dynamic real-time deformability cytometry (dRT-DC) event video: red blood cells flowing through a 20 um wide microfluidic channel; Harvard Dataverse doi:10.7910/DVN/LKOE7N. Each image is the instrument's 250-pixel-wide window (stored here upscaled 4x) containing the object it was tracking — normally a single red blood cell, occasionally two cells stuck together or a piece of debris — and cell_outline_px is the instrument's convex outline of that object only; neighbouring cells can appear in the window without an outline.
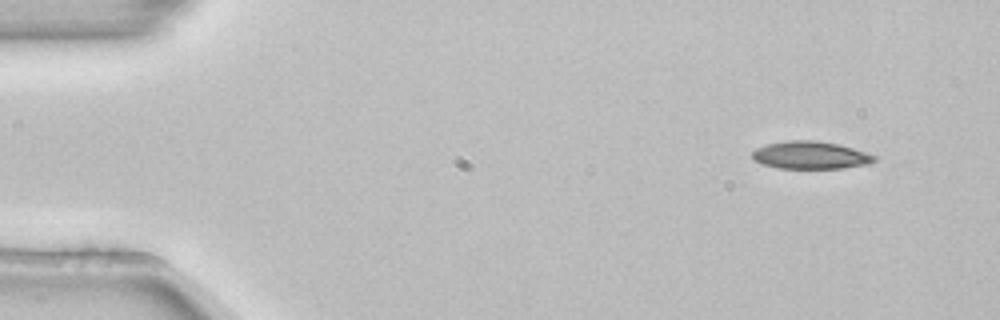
{"species": "common noctule bat (a hibernating species)", "species_latin": "Nyctalus noctula", "temperature_condition": "room temperature", "stored_images_in_passage": 3, "camera_frame_rate_fps": 3000, "um_per_image_px": 0.085, "animal": {"sex": "female", "body_mass_g": 22.7, "forearm_length_mm": 54.2}, "frame": {"image": 1, "passage_image": 1, "time_ms": 0.0, "image_size_px": [1000, 320], "cell_outline_px": [[876, 160], [868, 164], [840, 168], [776, 168], [764, 164], [756, 160], [752, 156], [752, 152], [756, 148], [768, 144], [788, 140], [816, 140], [836, 144], [852, 148], [876, 156]], "centroid_in_image_um": [68.88, 13.19], "position_along_channel_um": 16.1, "area_um2": 19.36}}
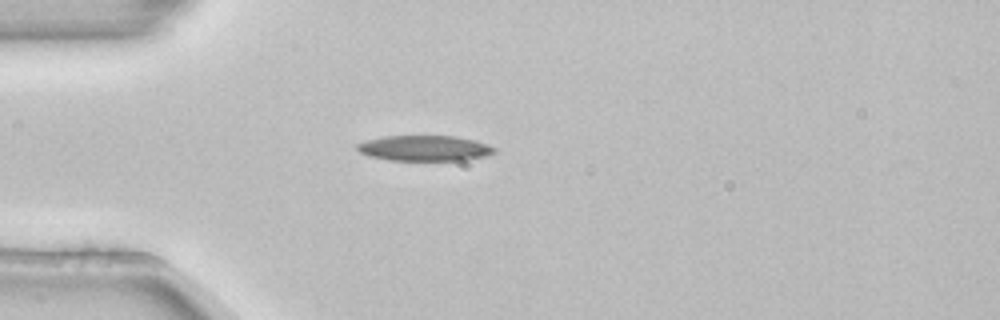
{"frame": {"image": 2, "passage_image": 3, "time_ms": 0.667, "image_size_px": [1000, 320], "cell_outline_px": [[496, 152], [488, 156], [464, 160], [388, 160], [368, 156], [360, 152], [356, 148], [356, 144], [368, 140], [384, 136], [456, 136], [476, 140], [488, 144], [496, 148]], "centroid_in_image_um": [36.13, 12.6], "position_along_channel_um": 48.9, "area_um2": 20.52}}